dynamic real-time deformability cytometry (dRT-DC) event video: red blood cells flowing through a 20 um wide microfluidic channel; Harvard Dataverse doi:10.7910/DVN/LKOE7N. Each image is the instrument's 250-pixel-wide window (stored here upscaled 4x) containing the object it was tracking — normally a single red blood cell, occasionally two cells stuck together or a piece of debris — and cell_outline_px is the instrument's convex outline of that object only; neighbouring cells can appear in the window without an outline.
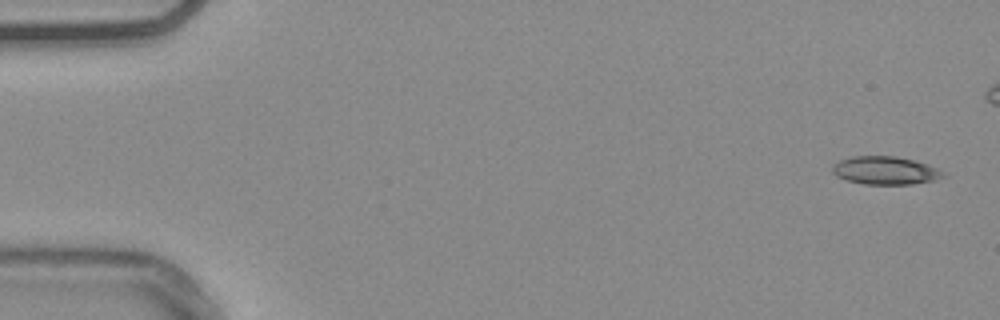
{"species": "common noctule bat (a hibernating species)", "species_latin": "Nyctalus noctula", "temperature_condition": "warm", "stored_images_in_passage": 12, "camera_frame_rate_fps": 3000, "um_per_image_px": 0.085, "animal": {"sex": "male", "body_mass_g": 20.4}, "frame": {"image": 1, "passage_image": 1, "time_ms": 0.0, "image_size_px": [1000, 320], "cell_outline_px": [[948, 176], [936, 180], [912, 184], [864, 184], [848, 180], [836, 176], [832, 172], [832, 164], [840, 160], [852, 156], [896, 156], [928, 164], [944, 172]], "centroid_in_image_um": [75.26, 14.49], "position_along_channel_um": 9.7, "area_um2": 18.21}}